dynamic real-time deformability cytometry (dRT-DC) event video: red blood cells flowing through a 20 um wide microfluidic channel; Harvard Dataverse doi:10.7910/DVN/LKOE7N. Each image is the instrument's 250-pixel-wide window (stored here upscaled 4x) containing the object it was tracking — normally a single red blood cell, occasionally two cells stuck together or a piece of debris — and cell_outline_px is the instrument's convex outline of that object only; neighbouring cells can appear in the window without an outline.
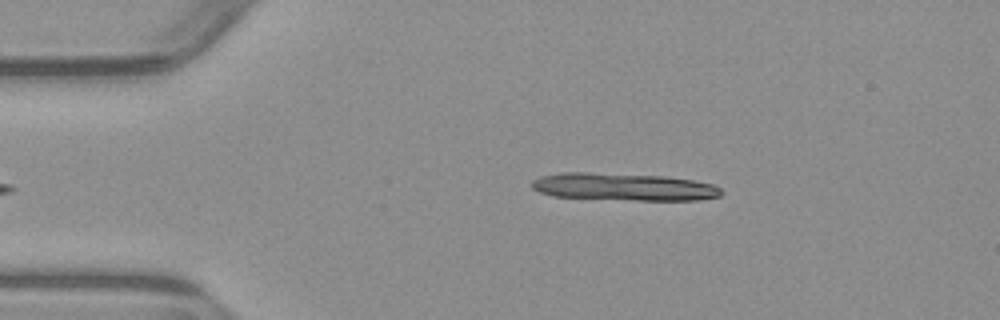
{"species": "common noctule bat (a hibernating species)", "species_latin": "Nyctalus noctula", "temperature_condition": "warm", "stored_images_in_passage": 7, "camera_frame_rate_fps": 3000, "um_per_image_px": 0.085, "animal": {"sex": "male", "body_mass_g": 23.1, "forearm_length_mm": 52.7}, "frame": {"image": 1, "passage_image": 2, "time_ms": 0.333, "image_size_px": [1000, 320], "cell_outline_px": [[724, 192], [720, 196], [700, 200], [636, 200], [552, 196], [540, 192], [532, 188], [532, 180], [540, 176], [560, 172], [588, 172], [664, 176], [692, 180], [712, 184], [720, 188]], "centroid_in_image_um": [53.01, 15.88], "position_along_channel_um": 32.0, "area_um2": 30.35}}